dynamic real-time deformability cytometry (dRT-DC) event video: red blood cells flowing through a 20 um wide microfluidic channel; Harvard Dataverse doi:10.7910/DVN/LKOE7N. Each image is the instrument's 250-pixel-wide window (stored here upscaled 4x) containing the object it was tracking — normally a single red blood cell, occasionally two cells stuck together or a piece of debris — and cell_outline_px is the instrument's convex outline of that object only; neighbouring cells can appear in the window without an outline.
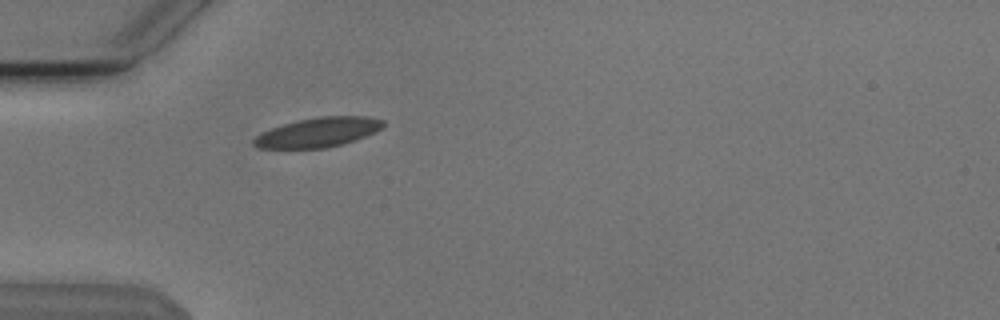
{"species": "Egyptian fruit bat (a non-hibernating species)", "species_latin": "Rousettus aegyptiacus", "temperature_condition": "cold", "stored_images_in_passage": 2, "camera_frame_rate_fps": 3000, "um_per_image_px": 0.085, "animal": {"sex": "male"}, "frame": {"image": 1, "passage_image": 2, "time_ms": 0.333, "image_size_px": [1000, 320], "cell_outline_px": [[384, 124], [376, 132], [340, 144], [324, 148], [256, 148], [252, 144], [252, 140], [260, 132], [296, 120], [320, 116], [368, 116], [384, 120]], "centroid_in_image_um": [26.99, 11.24], "position_along_channel_um": 58.0, "area_um2": 22.14}}